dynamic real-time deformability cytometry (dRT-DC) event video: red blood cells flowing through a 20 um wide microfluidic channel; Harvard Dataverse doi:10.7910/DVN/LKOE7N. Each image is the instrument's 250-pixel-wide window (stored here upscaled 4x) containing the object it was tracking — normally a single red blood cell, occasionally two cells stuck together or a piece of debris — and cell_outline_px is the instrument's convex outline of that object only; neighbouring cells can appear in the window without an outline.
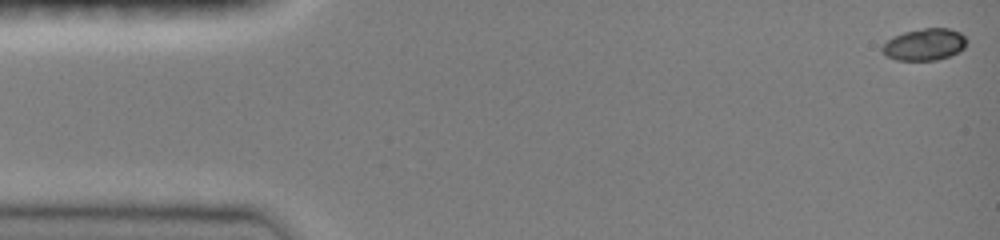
{"species": "common noctule bat (a hibernating species)", "species_latin": "Nyctalus noctula", "temperature_condition": "room temperature", "stored_images_in_passage": 46, "camera_frame_rate_fps": 3000, "um_per_image_px": 0.085, "animal": {"sex": "female", "body_mass_g": 19.0, "forearm_length_mm": 51.5}, "frame": {"image": 1, "passage_image": 1, "time_ms": 0.0, "image_size_px": [1000, 240], "cell_outline_px": [[968, 40], [964, 48], [948, 56], [936, 60], [896, 60], [888, 56], [880, 48], [892, 36], [904, 32], [924, 28], [948, 28], [960, 32]], "centroid_in_image_um": [78.59, 3.77], "position_along_channel_um": 6.4, "area_um2": 15.55}}
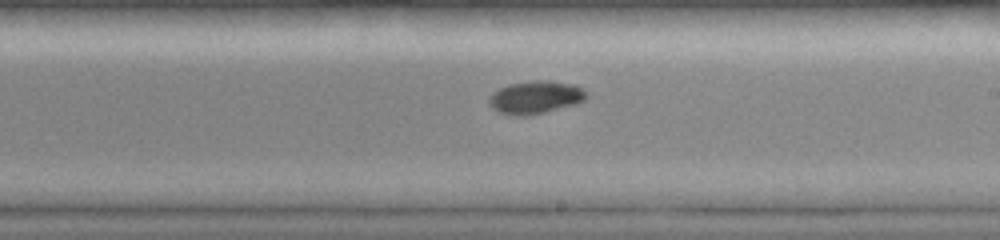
{"frame": {"image": 2, "passage_image": 28, "time_ms": 9.0, "image_size_px": [1000, 240], "cell_outline_px": [[588, 96], [584, 100], [576, 104], [544, 112], [524, 116], [516, 116], [500, 112], [492, 108], [488, 104], [488, 96], [492, 92], [508, 84], [536, 80], [548, 80], [576, 84], [584, 88], [588, 92]], "centroid_in_image_um": [45.53, 8.25], "position_along_channel_um": 243.5, "area_um2": 18.9}}
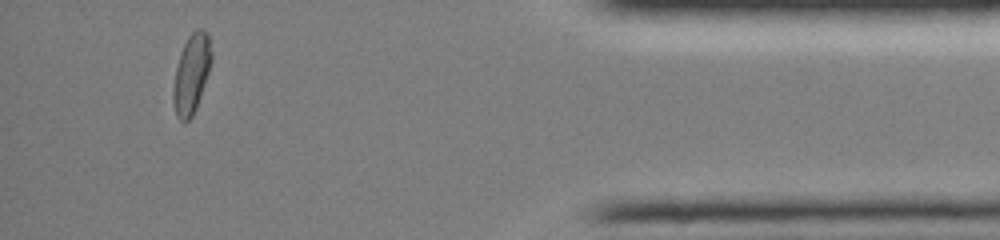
{"frame": {"image": 3, "passage_image": 44, "time_ms": 14.333, "image_size_px": [1000, 240], "cell_outline_px": [[212, 60], [196, 108], [192, 116], [184, 124], [176, 116], [172, 100], [172, 92], [176, 68], [180, 52], [188, 36], [196, 28], [204, 28], [208, 32], [212, 52]], "centroid_in_image_um": [16.27, 6.25], "position_along_channel_um": 418.9, "area_um2": 17.8}}